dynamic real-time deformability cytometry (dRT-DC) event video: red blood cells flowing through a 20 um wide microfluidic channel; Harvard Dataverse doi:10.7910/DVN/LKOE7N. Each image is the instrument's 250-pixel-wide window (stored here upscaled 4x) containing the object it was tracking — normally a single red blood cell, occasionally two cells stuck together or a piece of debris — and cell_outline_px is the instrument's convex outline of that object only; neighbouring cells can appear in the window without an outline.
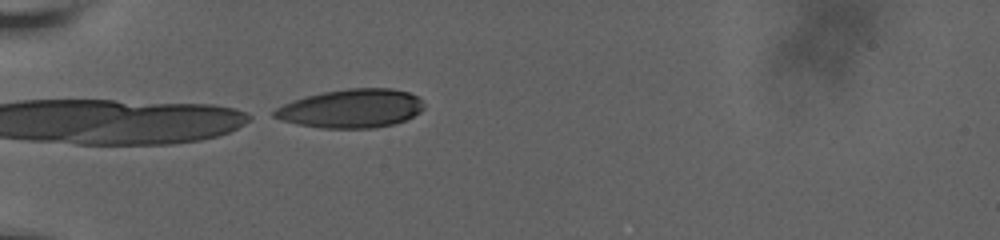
{"species": "human", "species_latin": "Homo sapiens", "temperature_condition": "room temperature", "stored_images_in_passage": 3, "camera_frame_rate_fps": 3000, "um_per_image_px": 0.085, "donor": {"sex": "male"}, "frame": {"image": 1, "passage_image": 1, "time_ms": 0.0, "image_size_px": [1000, 240], "cell_outline_px": [[424, 108], [420, 112], [404, 120], [392, 124], [376, 128], [320, 128], [296, 124], [280, 120], [272, 116], [272, 112], [276, 108], [292, 100], [304, 96], [324, 92], [348, 88], [392, 88], [408, 92], [416, 96], [424, 104]], "centroid_in_image_um": [29.82, 9.22], "position_along_channel_um": 55.2, "area_um2": 33.81}}